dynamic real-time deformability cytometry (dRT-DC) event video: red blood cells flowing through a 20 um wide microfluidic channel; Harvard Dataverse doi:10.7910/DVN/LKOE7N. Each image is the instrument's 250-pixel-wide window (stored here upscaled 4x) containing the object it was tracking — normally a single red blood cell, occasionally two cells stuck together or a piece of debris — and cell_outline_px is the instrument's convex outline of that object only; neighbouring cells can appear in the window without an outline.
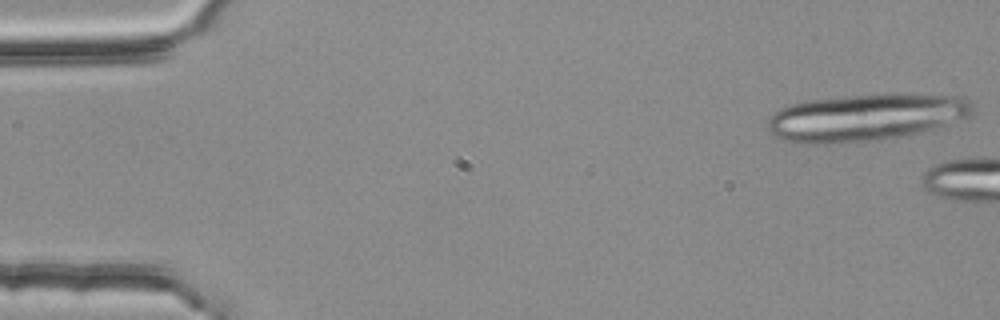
{"species": "common noctule bat (a hibernating species)", "species_latin": "Nyctalus noctula", "temperature_condition": "room temperature", "stored_images_in_passage": 5, "camera_frame_rate_fps": 3000, "um_per_image_px": 0.085, "animal": {"sex": "female", "body_mass_g": 25.1}, "frame": {"image": 1, "passage_image": 1, "time_ms": 0.0, "image_size_px": [1000, 320], "cell_outline_px": [[972, 112], [968, 116], [920, 132], [880, 140], [836, 144], [792, 144], [780, 140], [768, 128], [768, 120], [780, 108], [792, 104], [812, 100], [888, 92], [904, 92], [964, 96], [972, 104]], "centroid_in_image_um": [73.58, 9.97], "position_along_channel_um": 11.4, "area_um2": 56.76}}